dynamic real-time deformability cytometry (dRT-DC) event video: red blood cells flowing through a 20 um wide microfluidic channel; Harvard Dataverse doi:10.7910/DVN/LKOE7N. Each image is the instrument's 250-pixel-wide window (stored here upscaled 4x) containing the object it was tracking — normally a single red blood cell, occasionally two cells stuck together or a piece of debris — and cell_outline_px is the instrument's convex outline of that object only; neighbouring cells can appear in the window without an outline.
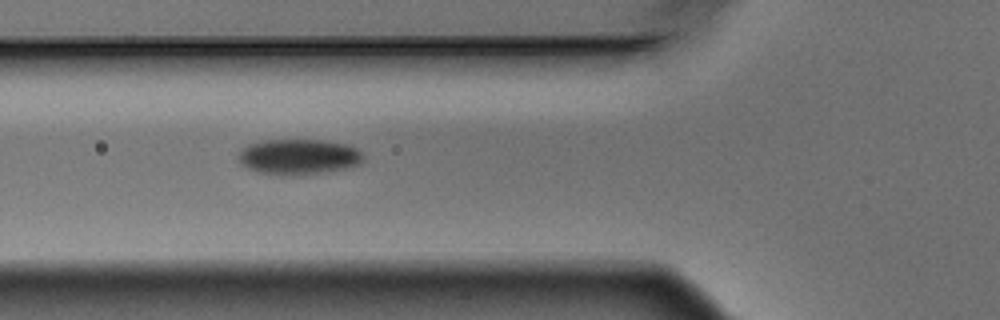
{"species": "Egyptian fruit bat (a non-hibernating species)", "species_latin": "Rousettus aegyptiacus", "temperature_condition": "warm", "stored_images_in_passage": 8, "camera_frame_rate_fps": 3000, "um_per_image_px": 0.085, "animal": {"sex": "male"}, "frame": {"image": 1, "passage_image": 5, "time_ms": 1.333, "image_size_px": [1000, 320], "cell_outline_px": [[364, 164], [348, 168], [328, 172], [256, 172], [240, 164], [240, 148], [248, 144], [264, 140], [324, 140], [348, 144], [356, 148], [364, 156]], "centroid_in_image_um": [25.46, 13.28], "position_along_channel_um": 100.3, "area_um2": 25.26}}
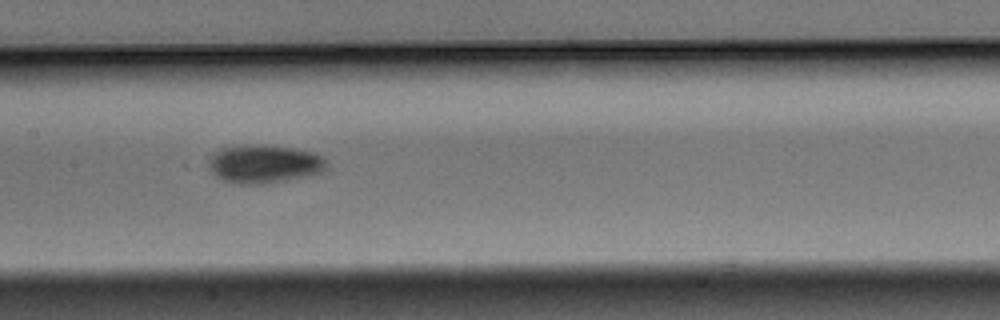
{"frame": {"image": 2, "passage_image": 7, "time_ms": 2.0, "image_size_px": [1000, 320], "cell_outline_px": [[328, 168], [324, 172], [308, 176], [264, 184], [232, 184], [220, 180], [208, 168], [208, 164], [212, 156], [220, 148], [236, 144], [264, 144], [292, 148], [316, 152], [324, 156], [328, 160]], "centroid_in_image_um": [22.49, 13.93], "position_along_channel_um": 184.9, "area_um2": 27.22}}
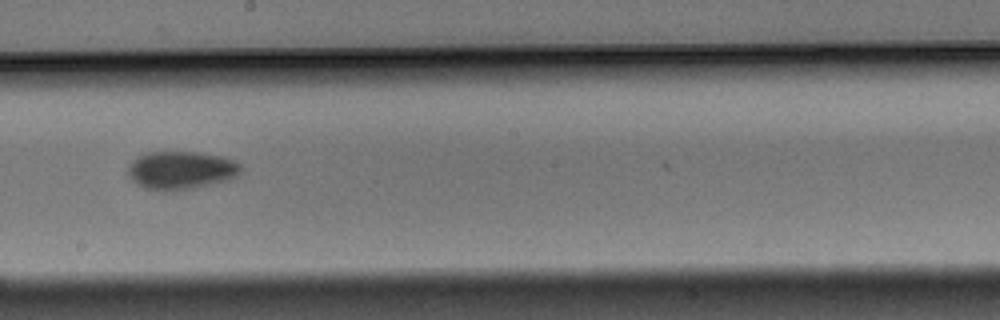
{"frame": {"image": 3, "passage_image": 8, "time_ms": 2.333, "image_size_px": [1000, 320], "cell_outline_px": [[244, 168], [236, 176], [228, 180], [192, 188], [172, 192], [160, 192], [144, 188], [136, 184], [128, 176], [128, 168], [132, 160], [148, 152], [200, 152], [224, 156], [240, 164]], "centroid_in_image_um": [15.38, 14.48], "position_along_channel_um": 232.8, "area_um2": 25.43}}